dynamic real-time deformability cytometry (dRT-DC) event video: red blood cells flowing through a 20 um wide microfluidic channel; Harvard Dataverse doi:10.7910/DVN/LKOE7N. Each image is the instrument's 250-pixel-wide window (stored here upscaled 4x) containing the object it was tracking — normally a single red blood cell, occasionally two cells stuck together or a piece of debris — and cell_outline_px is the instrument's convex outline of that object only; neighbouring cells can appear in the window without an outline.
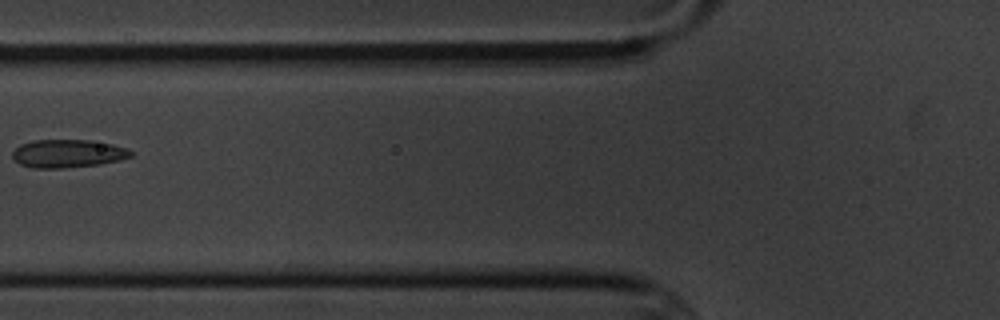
{"species": "common noctule bat (a hibernating species)", "species_latin": "Nyctalus noctula", "temperature_condition": "cold", "stored_images_in_passage": 11, "camera_frame_rate_fps": 3000, "um_per_image_px": 0.085, "animal": {"sex": "male", "body_mass_g": 20.1, "forearm_length_mm": 53.5}, "frame": {"image": 1, "passage_image": 2, "time_ms": 1.333, "image_size_px": [1000, 320], "cell_outline_px": [[132, 156], [120, 160], [100, 164], [64, 168], [32, 168], [20, 164], [12, 156], [12, 152], [20, 144], [32, 140], [92, 140], [112, 144], [124, 148], [132, 152]], "centroid_in_image_um": [5.74, 13.05], "position_along_channel_um": 120.1, "area_um2": 19.36}}
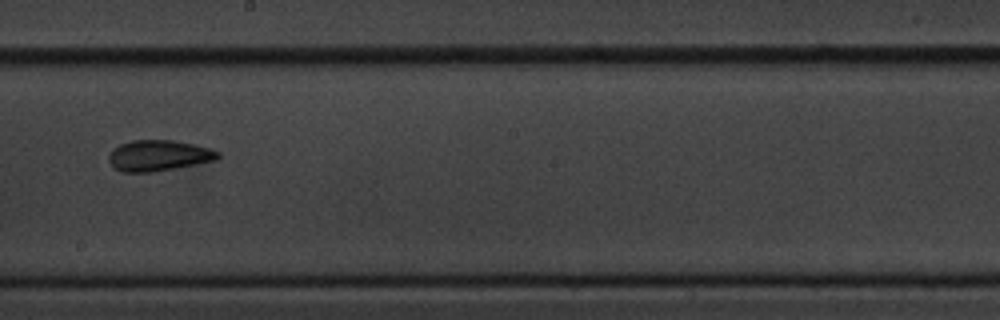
{"frame": {"image": 2, "passage_image": 5, "time_ms": 4.667, "image_size_px": [1000, 320], "cell_outline_px": [[220, 156], [216, 160], [152, 172], [124, 172], [116, 168], [108, 160], [108, 156], [112, 148], [120, 144], [132, 140], [172, 140], [192, 144], [208, 148], [220, 152]], "centroid_in_image_um": [13.46, 13.21], "position_along_channel_um": 234.7, "area_um2": 19.42}}
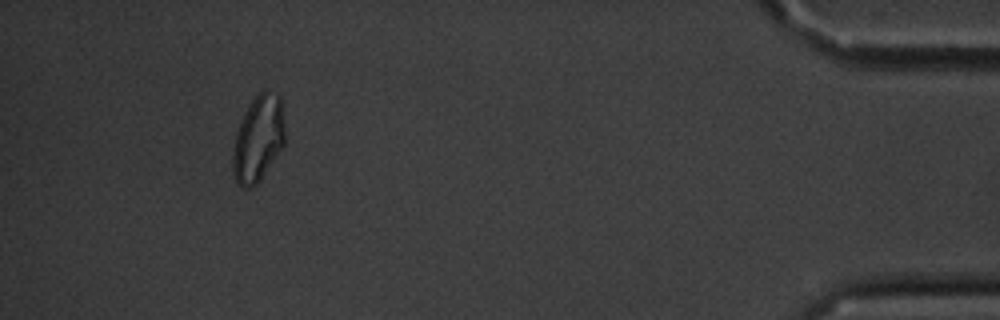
{"frame": {"image": 3, "passage_image": 10, "time_ms": 11.667, "image_size_px": [1000, 320], "cell_outline_px": [[284, 144], [260, 180], [252, 188], [244, 188], [236, 184], [232, 172], [232, 148], [236, 132], [244, 112], [252, 100], [264, 88], [280, 96], [284, 104]], "centroid_in_image_um": [21.94, 11.78], "position_along_channel_um": 413.3, "area_um2": 26.59}}